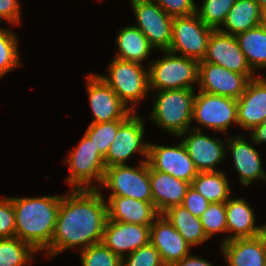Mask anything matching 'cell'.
<instances>
[{
    "label": "cell",
    "mask_w": 266,
    "mask_h": 266,
    "mask_svg": "<svg viewBox=\"0 0 266 266\" xmlns=\"http://www.w3.org/2000/svg\"><path fill=\"white\" fill-rule=\"evenodd\" d=\"M106 197L99 189H72L61 196L51 244L44 250L53 257L67 249L81 251L102 242L107 221Z\"/></svg>",
    "instance_id": "1"
},
{
    "label": "cell",
    "mask_w": 266,
    "mask_h": 266,
    "mask_svg": "<svg viewBox=\"0 0 266 266\" xmlns=\"http://www.w3.org/2000/svg\"><path fill=\"white\" fill-rule=\"evenodd\" d=\"M61 196L12 197L15 237L44 252L52 241Z\"/></svg>",
    "instance_id": "2"
},
{
    "label": "cell",
    "mask_w": 266,
    "mask_h": 266,
    "mask_svg": "<svg viewBox=\"0 0 266 266\" xmlns=\"http://www.w3.org/2000/svg\"><path fill=\"white\" fill-rule=\"evenodd\" d=\"M195 92L191 89H172L154 92L151 119L174 137L190 130Z\"/></svg>",
    "instance_id": "3"
},
{
    "label": "cell",
    "mask_w": 266,
    "mask_h": 266,
    "mask_svg": "<svg viewBox=\"0 0 266 266\" xmlns=\"http://www.w3.org/2000/svg\"><path fill=\"white\" fill-rule=\"evenodd\" d=\"M160 59L149 63V90L191 89L199 82V62L197 60L169 52Z\"/></svg>",
    "instance_id": "4"
},
{
    "label": "cell",
    "mask_w": 266,
    "mask_h": 266,
    "mask_svg": "<svg viewBox=\"0 0 266 266\" xmlns=\"http://www.w3.org/2000/svg\"><path fill=\"white\" fill-rule=\"evenodd\" d=\"M107 69L108 76H99L111 87L121 101L135 113L136 103L147 98L150 92L149 70H146L141 63L117 58L112 59Z\"/></svg>",
    "instance_id": "5"
},
{
    "label": "cell",
    "mask_w": 266,
    "mask_h": 266,
    "mask_svg": "<svg viewBox=\"0 0 266 266\" xmlns=\"http://www.w3.org/2000/svg\"><path fill=\"white\" fill-rule=\"evenodd\" d=\"M65 162L70 173L65 180L72 189H99L106 169L105 158L85 134ZM96 181V185L92 184Z\"/></svg>",
    "instance_id": "6"
},
{
    "label": "cell",
    "mask_w": 266,
    "mask_h": 266,
    "mask_svg": "<svg viewBox=\"0 0 266 266\" xmlns=\"http://www.w3.org/2000/svg\"><path fill=\"white\" fill-rule=\"evenodd\" d=\"M140 161L136 168L128 164L106 167L100 188L106 187L112 191L109 196L153 202L149 164L145 159Z\"/></svg>",
    "instance_id": "7"
},
{
    "label": "cell",
    "mask_w": 266,
    "mask_h": 266,
    "mask_svg": "<svg viewBox=\"0 0 266 266\" xmlns=\"http://www.w3.org/2000/svg\"><path fill=\"white\" fill-rule=\"evenodd\" d=\"M213 30L206 26L196 13L173 17L171 44L168 51L198 62L203 61Z\"/></svg>",
    "instance_id": "8"
},
{
    "label": "cell",
    "mask_w": 266,
    "mask_h": 266,
    "mask_svg": "<svg viewBox=\"0 0 266 266\" xmlns=\"http://www.w3.org/2000/svg\"><path fill=\"white\" fill-rule=\"evenodd\" d=\"M192 120L201 127L226 133L231 124H237V100L199 91L195 93Z\"/></svg>",
    "instance_id": "9"
},
{
    "label": "cell",
    "mask_w": 266,
    "mask_h": 266,
    "mask_svg": "<svg viewBox=\"0 0 266 266\" xmlns=\"http://www.w3.org/2000/svg\"><path fill=\"white\" fill-rule=\"evenodd\" d=\"M137 27L148 39L154 50H169L173 17L167 15L152 0H130Z\"/></svg>",
    "instance_id": "10"
},
{
    "label": "cell",
    "mask_w": 266,
    "mask_h": 266,
    "mask_svg": "<svg viewBox=\"0 0 266 266\" xmlns=\"http://www.w3.org/2000/svg\"><path fill=\"white\" fill-rule=\"evenodd\" d=\"M133 113L119 128L114 140L109 146L105 157V166L125 165L131 155L139 153L143 158H148V142L144 140V119Z\"/></svg>",
    "instance_id": "11"
},
{
    "label": "cell",
    "mask_w": 266,
    "mask_h": 266,
    "mask_svg": "<svg viewBox=\"0 0 266 266\" xmlns=\"http://www.w3.org/2000/svg\"><path fill=\"white\" fill-rule=\"evenodd\" d=\"M87 94L94 119L90 123L111 122L114 120H127L132 112L99 76H87Z\"/></svg>",
    "instance_id": "12"
},
{
    "label": "cell",
    "mask_w": 266,
    "mask_h": 266,
    "mask_svg": "<svg viewBox=\"0 0 266 266\" xmlns=\"http://www.w3.org/2000/svg\"><path fill=\"white\" fill-rule=\"evenodd\" d=\"M255 74H240L210 62H199V91L238 99Z\"/></svg>",
    "instance_id": "13"
},
{
    "label": "cell",
    "mask_w": 266,
    "mask_h": 266,
    "mask_svg": "<svg viewBox=\"0 0 266 266\" xmlns=\"http://www.w3.org/2000/svg\"><path fill=\"white\" fill-rule=\"evenodd\" d=\"M192 127L182 133L179 138L184 144L198 172H216V166L226 158V142L207 136L201 132V127Z\"/></svg>",
    "instance_id": "14"
},
{
    "label": "cell",
    "mask_w": 266,
    "mask_h": 266,
    "mask_svg": "<svg viewBox=\"0 0 266 266\" xmlns=\"http://www.w3.org/2000/svg\"><path fill=\"white\" fill-rule=\"evenodd\" d=\"M147 162L152 169L167 173L190 184L198 174L182 141L175 146L149 143Z\"/></svg>",
    "instance_id": "15"
},
{
    "label": "cell",
    "mask_w": 266,
    "mask_h": 266,
    "mask_svg": "<svg viewBox=\"0 0 266 266\" xmlns=\"http://www.w3.org/2000/svg\"><path fill=\"white\" fill-rule=\"evenodd\" d=\"M203 61L220 65L236 73L255 74L239 48L236 37L219 30H213L210 35Z\"/></svg>",
    "instance_id": "16"
},
{
    "label": "cell",
    "mask_w": 266,
    "mask_h": 266,
    "mask_svg": "<svg viewBox=\"0 0 266 266\" xmlns=\"http://www.w3.org/2000/svg\"><path fill=\"white\" fill-rule=\"evenodd\" d=\"M149 242L150 225L113 220H107L105 223L102 243L121 258Z\"/></svg>",
    "instance_id": "17"
},
{
    "label": "cell",
    "mask_w": 266,
    "mask_h": 266,
    "mask_svg": "<svg viewBox=\"0 0 266 266\" xmlns=\"http://www.w3.org/2000/svg\"><path fill=\"white\" fill-rule=\"evenodd\" d=\"M150 243L159 252L165 265L182 260L192 248L162 214L150 225Z\"/></svg>",
    "instance_id": "18"
},
{
    "label": "cell",
    "mask_w": 266,
    "mask_h": 266,
    "mask_svg": "<svg viewBox=\"0 0 266 266\" xmlns=\"http://www.w3.org/2000/svg\"><path fill=\"white\" fill-rule=\"evenodd\" d=\"M266 119V79L256 76L249 80L244 93L237 99V125L251 131Z\"/></svg>",
    "instance_id": "19"
},
{
    "label": "cell",
    "mask_w": 266,
    "mask_h": 266,
    "mask_svg": "<svg viewBox=\"0 0 266 266\" xmlns=\"http://www.w3.org/2000/svg\"><path fill=\"white\" fill-rule=\"evenodd\" d=\"M227 140L226 149L232 153L235 170L242 185L249 186L258 179L266 181L261 154L256 147L249 144L240 134L236 137H229Z\"/></svg>",
    "instance_id": "20"
},
{
    "label": "cell",
    "mask_w": 266,
    "mask_h": 266,
    "mask_svg": "<svg viewBox=\"0 0 266 266\" xmlns=\"http://www.w3.org/2000/svg\"><path fill=\"white\" fill-rule=\"evenodd\" d=\"M227 234L221 242L225 243L235 238H253L265 232V225H255L254 210L243 198H233V195L225 202ZM231 233V234H229ZM229 234V236H228Z\"/></svg>",
    "instance_id": "21"
},
{
    "label": "cell",
    "mask_w": 266,
    "mask_h": 266,
    "mask_svg": "<svg viewBox=\"0 0 266 266\" xmlns=\"http://www.w3.org/2000/svg\"><path fill=\"white\" fill-rule=\"evenodd\" d=\"M221 252L227 266H264L266 233L253 238H235L222 243Z\"/></svg>",
    "instance_id": "22"
},
{
    "label": "cell",
    "mask_w": 266,
    "mask_h": 266,
    "mask_svg": "<svg viewBox=\"0 0 266 266\" xmlns=\"http://www.w3.org/2000/svg\"><path fill=\"white\" fill-rule=\"evenodd\" d=\"M107 220L151 225L160 213L153 202L135 200L130 197L108 196Z\"/></svg>",
    "instance_id": "23"
},
{
    "label": "cell",
    "mask_w": 266,
    "mask_h": 266,
    "mask_svg": "<svg viewBox=\"0 0 266 266\" xmlns=\"http://www.w3.org/2000/svg\"><path fill=\"white\" fill-rule=\"evenodd\" d=\"M149 179L153 204L162 214L169 207L181 205L190 183L175 178L167 173L152 169L149 166Z\"/></svg>",
    "instance_id": "24"
},
{
    "label": "cell",
    "mask_w": 266,
    "mask_h": 266,
    "mask_svg": "<svg viewBox=\"0 0 266 266\" xmlns=\"http://www.w3.org/2000/svg\"><path fill=\"white\" fill-rule=\"evenodd\" d=\"M115 41L118 48L115 58L120 60L142 63L153 49L146 36L134 25L121 28Z\"/></svg>",
    "instance_id": "25"
},
{
    "label": "cell",
    "mask_w": 266,
    "mask_h": 266,
    "mask_svg": "<svg viewBox=\"0 0 266 266\" xmlns=\"http://www.w3.org/2000/svg\"><path fill=\"white\" fill-rule=\"evenodd\" d=\"M261 8L255 0H237L218 30L236 36L260 25Z\"/></svg>",
    "instance_id": "26"
},
{
    "label": "cell",
    "mask_w": 266,
    "mask_h": 266,
    "mask_svg": "<svg viewBox=\"0 0 266 266\" xmlns=\"http://www.w3.org/2000/svg\"><path fill=\"white\" fill-rule=\"evenodd\" d=\"M162 215L168 219L192 248L208 240L200 218L194 216L182 205L169 207Z\"/></svg>",
    "instance_id": "27"
},
{
    "label": "cell",
    "mask_w": 266,
    "mask_h": 266,
    "mask_svg": "<svg viewBox=\"0 0 266 266\" xmlns=\"http://www.w3.org/2000/svg\"><path fill=\"white\" fill-rule=\"evenodd\" d=\"M235 37L251 69L257 73L266 68V27L258 25Z\"/></svg>",
    "instance_id": "28"
},
{
    "label": "cell",
    "mask_w": 266,
    "mask_h": 266,
    "mask_svg": "<svg viewBox=\"0 0 266 266\" xmlns=\"http://www.w3.org/2000/svg\"><path fill=\"white\" fill-rule=\"evenodd\" d=\"M190 186L210 203H225L232 196L229 180L222 171L198 172Z\"/></svg>",
    "instance_id": "29"
},
{
    "label": "cell",
    "mask_w": 266,
    "mask_h": 266,
    "mask_svg": "<svg viewBox=\"0 0 266 266\" xmlns=\"http://www.w3.org/2000/svg\"><path fill=\"white\" fill-rule=\"evenodd\" d=\"M37 251L17 237L0 239V266H25Z\"/></svg>",
    "instance_id": "30"
},
{
    "label": "cell",
    "mask_w": 266,
    "mask_h": 266,
    "mask_svg": "<svg viewBox=\"0 0 266 266\" xmlns=\"http://www.w3.org/2000/svg\"><path fill=\"white\" fill-rule=\"evenodd\" d=\"M17 37L10 29H0V79L21 65Z\"/></svg>",
    "instance_id": "31"
},
{
    "label": "cell",
    "mask_w": 266,
    "mask_h": 266,
    "mask_svg": "<svg viewBox=\"0 0 266 266\" xmlns=\"http://www.w3.org/2000/svg\"><path fill=\"white\" fill-rule=\"evenodd\" d=\"M236 1L237 0H204L201 3V7L196 8V14L206 26L218 30L223 25L228 12Z\"/></svg>",
    "instance_id": "32"
},
{
    "label": "cell",
    "mask_w": 266,
    "mask_h": 266,
    "mask_svg": "<svg viewBox=\"0 0 266 266\" xmlns=\"http://www.w3.org/2000/svg\"><path fill=\"white\" fill-rule=\"evenodd\" d=\"M126 120H114L111 122L90 123L85 135L90 138L99 153L105 158L109 146L115 138L118 128Z\"/></svg>",
    "instance_id": "33"
},
{
    "label": "cell",
    "mask_w": 266,
    "mask_h": 266,
    "mask_svg": "<svg viewBox=\"0 0 266 266\" xmlns=\"http://www.w3.org/2000/svg\"><path fill=\"white\" fill-rule=\"evenodd\" d=\"M79 252L82 266H121L122 258L113 253L102 242Z\"/></svg>",
    "instance_id": "34"
},
{
    "label": "cell",
    "mask_w": 266,
    "mask_h": 266,
    "mask_svg": "<svg viewBox=\"0 0 266 266\" xmlns=\"http://www.w3.org/2000/svg\"><path fill=\"white\" fill-rule=\"evenodd\" d=\"M203 230L208 237L227 232L225 203H210L207 210L200 217Z\"/></svg>",
    "instance_id": "35"
},
{
    "label": "cell",
    "mask_w": 266,
    "mask_h": 266,
    "mask_svg": "<svg viewBox=\"0 0 266 266\" xmlns=\"http://www.w3.org/2000/svg\"><path fill=\"white\" fill-rule=\"evenodd\" d=\"M159 252L149 242L122 257L121 266H164Z\"/></svg>",
    "instance_id": "36"
},
{
    "label": "cell",
    "mask_w": 266,
    "mask_h": 266,
    "mask_svg": "<svg viewBox=\"0 0 266 266\" xmlns=\"http://www.w3.org/2000/svg\"><path fill=\"white\" fill-rule=\"evenodd\" d=\"M15 228L12 197L0 198V239L15 237Z\"/></svg>",
    "instance_id": "37"
},
{
    "label": "cell",
    "mask_w": 266,
    "mask_h": 266,
    "mask_svg": "<svg viewBox=\"0 0 266 266\" xmlns=\"http://www.w3.org/2000/svg\"><path fill=\"white\" fill-rule=\"evenodd\" d=\"M171 17L190 16L196 13L195 0H152Z\"/></svg>",
    "instance_id": "38"
},
{
    "label": "cell",
    "mask_w": 266,
    "mask_h": 266,
    "mask_svg": "<svg viewBox=\"0 0 266 266\" xmlns=\"http://www.w3.org/2000/svg\"><path fill=\"white\" fill-rule=\"evenodd\" d=\"M210 202L191 186L183 198L182 206L189 210L194 216L201 217L209 207Z\"/></svg>",
    "instance_id": "39"
},
{
    "label": "cell",
    "mask_w": 266,
    "mask_h": 266,
    "mask_svg": "<svg viewBox=\"0 0 266 266\" xmlns=\"http://www.w3.org/2000/svg\"><path fill=\"white\" fill-rule=\"evenodd\" d=\"M21 5L18 0H0V18L9 21L12 25L20 24Z\"/></svg>",
    "instance_id": "40"
},
{
    "label": "cell",
    "mask_w": 266,
    "mask_h": 266,
    "mask_svg": "<svg viewBox=\"0 0 266 266\" xmlns=\"http://www.w3.org/2000/svg\"><path fill=\"white\" fill-rule=\"evenodd\" d=\"M172 266H214L211 262L204 258H199L191 253L180 261L172 264Z\"/></svg>",
    "instance_id": "41"
},
{
    "label": "cell",
    "mask_w": 266,
    "mask_h": 266,
    "mask_svg": "<svg viewBox=\"0 0 266 266\" xmlns=\"http://www.w3.org/2000/svg\"><path fill=\"white\" fill-rule=\"evenodd\" d=\"M250 140L253 141L254 144L266 143V119L251 130Z\"/></svg>",
    "instance_id": "42"
},
{
    "label": "cell",
    "mask_w": 266,
    "mask_h": 266,
    "mask_svg": "<svg viewBox=\"0 0 266 266\" xmlns=\"http://www.w3.org/2000/svg\"><path fill=\"white\" fill-rule=\"evenodd\" d=\"M260 25H263L266 27V6L261 7Z\"/></svg>",
    "instance_id": "43"
},
{
    "label": "cell",
    "mask_w": 266,
    "mask_h": 266,
    "mask_svg": "<svg viewBox=\"0 0 266 266\" xmlns=\"http://www.w3.org/2000/svg\"><path fill=\"white\" fill-rule=\"evenodd\" d=\"M255 1L259 4L260 8L266 6V0H255Z\"/></svg>",
    "instance_id": "44"
}]
</instances>
